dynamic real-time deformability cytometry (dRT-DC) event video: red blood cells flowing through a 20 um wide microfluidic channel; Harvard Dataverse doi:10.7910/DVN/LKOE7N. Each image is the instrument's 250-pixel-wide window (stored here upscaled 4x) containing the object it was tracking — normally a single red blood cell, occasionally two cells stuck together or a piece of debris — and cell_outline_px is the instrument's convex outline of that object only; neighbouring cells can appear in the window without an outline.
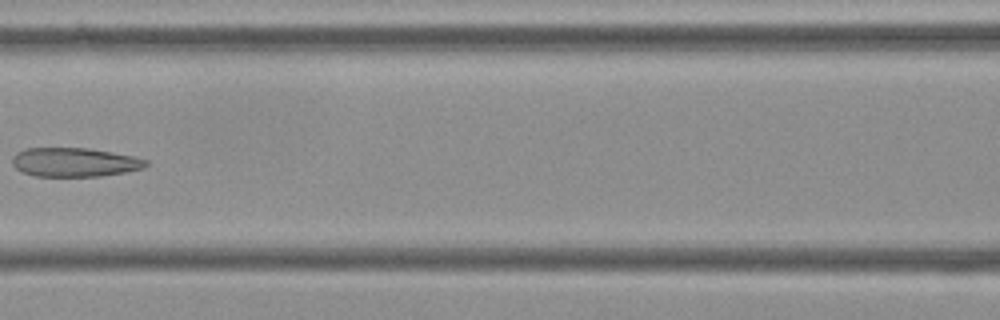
{"species": "Egyptian fruit bat (a non-hibernating species)", "species_latin": "Rousettus aegyptiacus", "temperature_condition": "cold", "stored_images_in_passage": 7, "camera_frame_rate_fps": 3000, "um_per_image_px": 0.085, "frame": {"image": 1, "passage_image": 6, "time_ms": 1.667, "image_size_px": [1000, 320], "cell_outline_px": [[148, 164], [144, 168], [124, 172], [100, 176], [36, 176], [24, 172], [16, 168], [12, 164], [12, 156], [16, 152], [24, 148], [88, 148], [112, 152], [132, 156], [148, 160]], "centroid_in_image_um": [6.32, 13.78], "position_along_channel_um": 160.3, "area_um2": 22.54}}
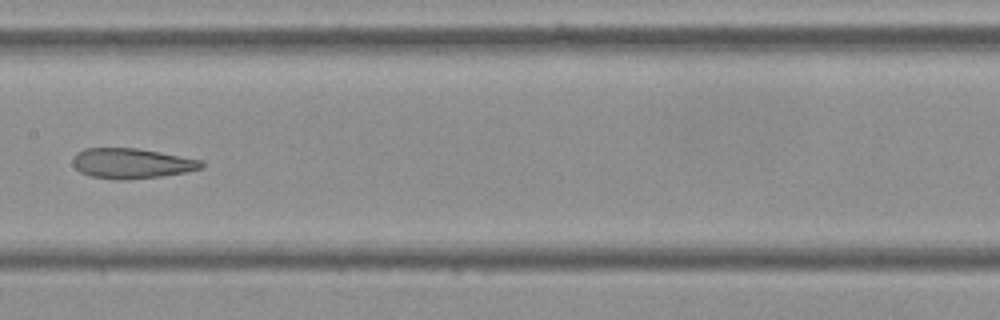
{"frame": {"image": 2, "passage_image": 7, "time_ms": 2.0, "image_size_px": [1000, 320], "cell_outline_px": [[204, 168], [188, 172], [160, 176], [128, 180], [116, 180], [88, 176], [80, 172], [72, 164], [72, 160], [76, 152], [84, 148], [136, 148], [160, 152], [204, 160]], "centroid_in_image_um": [11.2, 13.89], "position_along_channel_um": 196.2, "area_um2": 23.0}}